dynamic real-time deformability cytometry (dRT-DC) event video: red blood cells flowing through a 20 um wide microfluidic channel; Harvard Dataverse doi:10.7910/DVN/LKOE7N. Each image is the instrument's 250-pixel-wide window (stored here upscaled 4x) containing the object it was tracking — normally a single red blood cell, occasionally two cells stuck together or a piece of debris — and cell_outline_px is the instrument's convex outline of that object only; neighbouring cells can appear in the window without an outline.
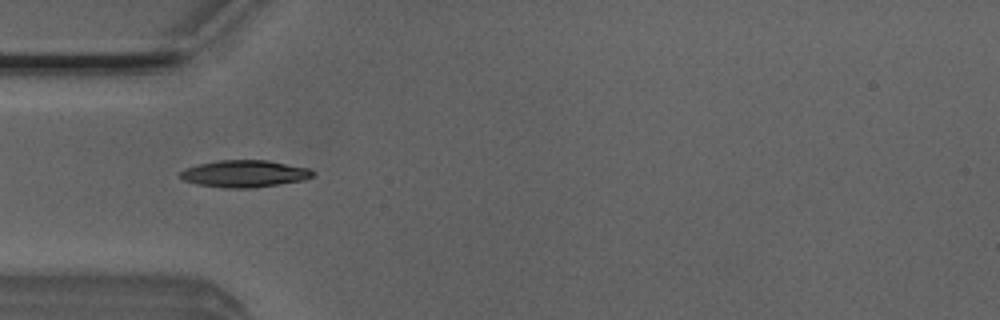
{"species": "Egyptian fruit bat (a non-hibernating species)", "species_latin": "Rousettus aegyptiacus", "temperature_condition": "room temperature", "stored_images_in_passage": 37, "camera_frame_rate_fps": 3000, "um_per_image_px": 0.085, "animal": {"sex": "male"}, "frame": {"image": 1, "passage_image": 3, "time_ms": 0.667, "image_size_px": [1000, 320], "cell_outline_px": [[316, 172], [312, 176], [304, 180], [280, 184], [252, 188], [224, 188], [196, 184], [184, 180], [180, 176], [180, 172], [184, 168], [200, 164], [220, 160], [268, 160], [308, 168]], "centroid_in_image_um": [20.79, 14.77], "position_along_channel_um": 64.2, "area_um2": 20.87}}
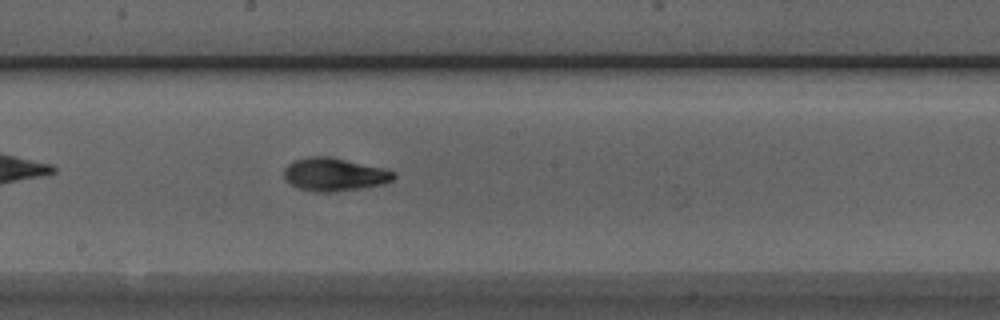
{"frame": {"image": 2, "passage_image": 15, "time_ms": 4.667, "image_size_px": [1000, 320], "cell_outline_px": [[396, 176], [392, 180], [384, 184], [336, 192], [312, 192], [300, 188], [292, 184], [284, 176], [284, 168], [292, 160], [308, 156], [332, 156], [388, 168], [396, 172]], "centroid_in_image_um": [28.47, 14.8], "position_along_channel_um": 219.7, "area_um2": 21.62}}
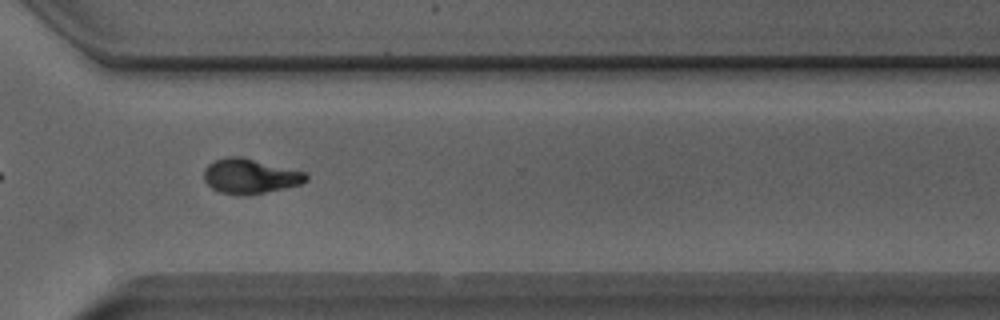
{"frame": {"image": 3, "passage_image": 25, "time_ms": 8.0, "image_size_px": [1000, 320], "cell_outline_px": [[308, 180], [300, 184], [284, 188], [244, 196], [220, 192], [212, 188], [204, 180], [204, 168], [208, 164], [216, 160], [228, 156], [240, 156], [304, 172], [308, 176]], "centroid_in_image_um": [21.22, 14.98], "position_along_channel_um": 349.4, "area_um2": 20.52}, "authors_computed_cell_mechanics": {"area_um2": 19.8832, "velocity_mm_per_s": 3.8935, "shape_relaxation_time_tau1_ms": 3.1669, "shape_relaxation_time_tau2_ms": 1.6111, "deformation_change_tau1": 0.175, "deformation_change_tau2": 0.073}}